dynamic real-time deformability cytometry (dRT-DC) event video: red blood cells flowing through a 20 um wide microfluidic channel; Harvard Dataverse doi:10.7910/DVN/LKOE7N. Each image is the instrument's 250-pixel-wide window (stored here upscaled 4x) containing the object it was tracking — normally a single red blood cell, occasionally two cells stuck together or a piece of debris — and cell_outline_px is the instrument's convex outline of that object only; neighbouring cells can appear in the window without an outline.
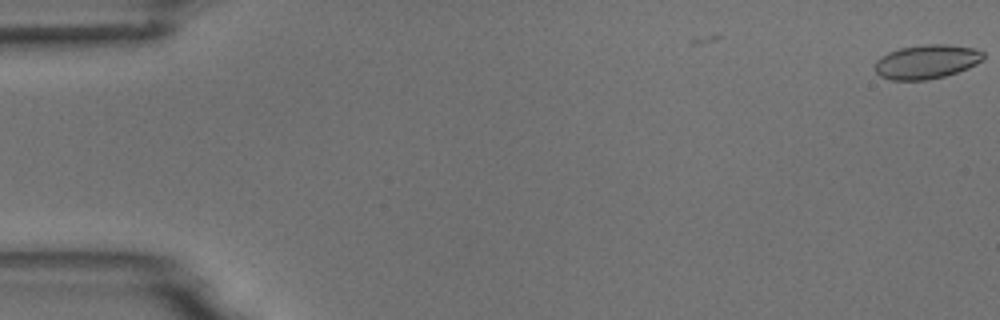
{"species": "common noctule bat (a hibernating species)", "species_latin": "Nyctalus noctula", "temperature_condition": "room temperature", "stored_images_in_passage": 2, "camera_frame_rate_fps": 3000, "um_per_image_px": 0.085, "animal": {"sex": "male", "body_mass_g": 18.8}, "frame": {"image": 1, "passage_image": 2, "time_ms": 1.0, "image_size_px": [1000, 320], "cell_outline_px": [[984, 60], [968, 68], [944, 76], [928, 80], [892, 80], [880, 76], [876, 72], [876, 60], [880, 56], [888, 52], [900, 48], [924, 44], [948, 44], [976, 48], [984, 52]], "centroid_in_image_um": [78.78, 5.23], "position_along_channel_um": 6.2, "area_um2": 21.68}}